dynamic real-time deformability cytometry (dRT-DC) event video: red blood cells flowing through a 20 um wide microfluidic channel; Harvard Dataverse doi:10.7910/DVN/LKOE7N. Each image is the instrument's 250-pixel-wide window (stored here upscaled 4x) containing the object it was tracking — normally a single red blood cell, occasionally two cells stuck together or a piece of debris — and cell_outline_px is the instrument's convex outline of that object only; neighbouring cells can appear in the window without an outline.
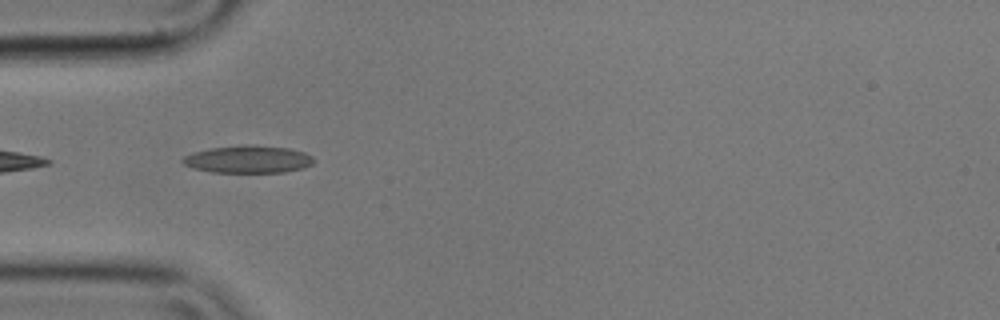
{"species": "common noctule bat (a hibernating species)", "species_latin": "Nyctalus noctula", "temperature_condition": "cold", "stored_images_in_passage": 6, "camera_frame_rate_fps": 3000, "um_per_image_px": 0.085, "animal": {"sex": "male", "body_mass_g": 17.9}, "frame": {"image": 1, "passage_image": 5, "time_ms": 1.333, "image_size_px": [1000, 320], "cell_outline_px": [[316, 160], [312, 164], [304, 168], [284, 172], [212, 172], [192, 168], [184, 164], [180, 160], [184, 156], [196, 152], [212, 148], [244, 144], [256, 144], [288, 148], [304, 152], [312, 156]], "centroid_in_image_um": [21.13, 13.53], "position_along_channel_um": 63.9, "area_um2": 21.1}}
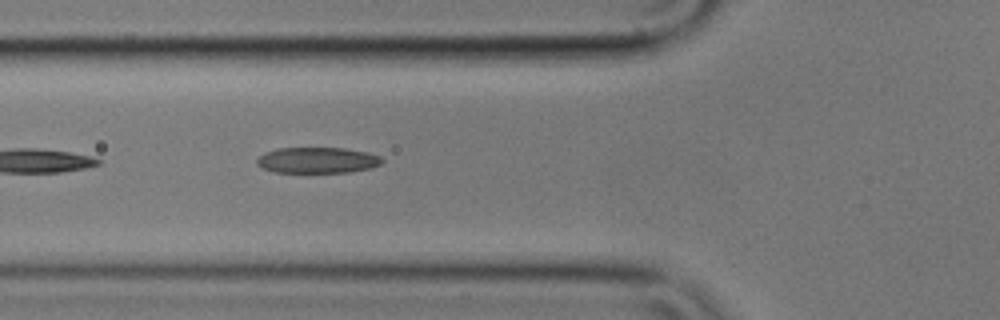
{"frame": {"image": 2, "passage_image": 6, "time_ms": 1.667, "image_size_px": [1000, 320], "cell_outline_px": [[384, 160], [380, 164], [372, 168], [348, 172], [272, 172], [256, 164], [256, 160], [264, 152], [280, 148], [344, 148], [368, 152], [380, 156]], "centroid_in_image_um": [26.99, 13.61], "position_along_channel_um": 98.8, "area_um2": 18.9}}